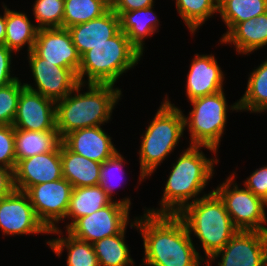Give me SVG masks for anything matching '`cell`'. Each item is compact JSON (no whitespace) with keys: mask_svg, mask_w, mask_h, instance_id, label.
Segmentation results:
<instances>
[{"mask_svg":"<svg viewBox=\"0 0 267 266\" xmlns=\"http://www.w3.org/2000/svg\"><path fill=\"white\" fill-rule=\"evenodd\" d=\"M135 219L130 227H136L142 235L143 265L200 266L205 262L197 252L184 222L177 215L144 212L143 216Z\"/></svg>","mask_w":267,"mask_h":266,"instance_id":"6da1fadb","label":"cell"},{"mask_svg":"<svg viewBox=\"0 0 267 266\" xmlns=\"http://www.w3.org/2000/svg\"><path fill=\"white\" fill-rule=\"evenodd\" d=\"M202 147L214 154L217 152L210 147L189 145L180 154L176 163L172 164V170L159 203L161 208L146 209L144 212L177 215L185 206L199 199L197 196L207 186L208 180L213 178L214 165L219 162L217 155H214L216 159L207 158L200 150ZM192 198L194 199L191 200Z\"/></svg>","mask_w":267,"mask_h":266,"instance_id":"7a4b0ae2","label":"cell"},{"mask_svg":"<svg viewBox=\"0 0 267 266\" xmlns=\"http://www.w3.org/2000/svg\"><path fill=\"white\" fill-rule=\"evenodd\" d=\"M86 85L87 92L79 93ZM86 85L79 83L69 95L56 102V129L61 139L72 131L107 123L121 99V89L113 84Z\"/></svg>","mask_w":267,"mask_h":266,"instance_id":"3957f363","label":"cell"},{"mask_svg":"<svg viewBox=\"0 0 267 266\" xmlns=\"http://www.w3.org/2000/svg\"><path fill=\"white\" fill-rule=\"evenodd\" d=\"M177 216L184 222L188 233L194 232L202 243L206 261L239 231L213 190L185 206Z\"/></svg>","mask_w":267,"mask_h":266,"instance_id":"277c9868","label":"cell"},{"mask_svg":"<svg viewBox=\"0 0 267 266\" xmlns=\"http://www.w3.org/2000/svg\"><path fill=\"white\" fill-rule=\"evenodd\" d=\"M141 57L142 53L120 30L115 36L107 39V42L94 46L81 56L78 81L82 84L115 85L123 73L138 64Z\"/></svg>","mask_w":267,"mask_h":266,"instance_id":"5b68a950","label":"cell"},{"mask_svg":"<svg viewBox=\"0 0 267 266\" xmlns=\"http://www.w3.org/2000/svg\"><path fill=\"white\" fill-rule=\"evenodd\" d=\"M185 129L182 110L165 97L144 135L141 136V148L138 152L140 183L151 176L158 165L178 146Z\"/></svg>","mask_w":267,"mask_h":266,"instance_id":"8992f818","label":"cell"},{"mask_svg":"<svg viewBox=\"0 0 267 266\" xmlns=\"http://www.w3.org/2000/svg\"><path fill=\"white\" fill-rule=\"evenodd\" d=\"M193 109L184 115V126H188L190 145L219 148L223 136L229 106L224 91L191 100Z\"/></svg>","mask_w":267,"mask_h":266,"instance_id":"52a82bcc","label":"cell"},{"mask_svg":"<svg viewBox=\"0 0 267 266\" xmlns=\"http://www.w3.org/2000/svg\"><path fill=\"white\" fill-rule=\"evenodd\" d=\"M235 176V172L232 173L213 191L223 201L226 211L238 230L267 232V227H265L267 203L247 188L240 189L236 183H233Z\"/></svg>","mask_w":267,"mask_h":266,"instance_id":"ba28073f","label":"cell"},{"mask_svg":"<svg viewBox=\"0 0 267 266\" xmlns=\"http://www.w3.org/2000/svg\"><path fill=\"white\" fill-rule=\"evenodd\" d=\"M130 198L113 200L91 215L77 219L66 231L82 241L93 244L105 237L120 234L129 223Z\"/></svg>","mask_w":267,"mask_h":266,"instance_id":"9c48e42d","label":"cell"},{"mask_svg":"<svg viewBox=\"0 0 267 266\" xmlns=\"http://www.w3.org/2000/svg\"><path fill=\"white\" fill-rule=\"evenodd\" d=\"M72 185L64 178L31 186L27 191L38 220L51 234H61L56 225L66 218Z\"/></svg>","mask_w":267,"mask_h":266,"instance_id":"30bf717a","label":"cell"},{"mask_svg":"<svg viewBox=\"0 0 267 266\" xmlns=\"http://www.w3.org/2000/svg\"><path fill=\"white\" fill-rule=\"evenodd\" d=\"M221 256L217 266H265L267 264V232L239 230L219 251L207 259L206 265Z\"/></svg>","mask_w":267,"mask_h":266,"instance_id":"8fae6325","label":"cell"},{"mask_svg":"<svg viewBox=\"0 0 267 266\" xmlns=\"http://www.w3.org/2000/svg\"><path fill=\"white\" fill-rule=\"evenodd\" d=\"M27 56L37 89L28 83H23L26 88L57 102L69 95L79 84L74 70L47 62L33 50Z\"/></svg>","mask_w":267,"mask_h":266,"instance_id":"7c38bea8","label":"cell"},{"mask_svg":"<svg viewBox=\"0 0 267 266\" xmlns=\"http://www.w3.org/2000/svg\"><path fill=\"white\" fill-rule=\"evenodd\" d=\"M0 229L9 236L49 234L38 220L27 193L17 189L0 199Z\"/></svg>","mask_w":267,"mask_h":266,"instance_id":"4fadbf2b","label":"cell"},{"mask_svg":"<svg viewBox=\"0 0 267 266\" xmlns=\"http://www.w3.org/2000/svg\"><path fill=\"white\" fill-rule=\"evenodd\" d=\"M56 102L26 87L21 90L14 129L51 131L56 128Z\"/></svg>","mask_w":267,"mask_h":266,"instance_id":"5bb4252c","label":"cell"},{"mask_svg":"<svg viewBox=\"0 0 267 266\" xmlns=\"http://www.w3.org/2000/svg\"><path fill=\"white\" fill-rule=\"evenodd\" d=\"M33 51L47 62L78 73L81 56L66 28H40Z\"/></svg>","mask_w":267,"mask_h":266,"instance_id":"9a60e30c","label":"cell"},{"mask_svg":"<svg viewBox=\"0 0 267 266\" xmlns=\"http://www.w3.org/2000/svg\"><path fill=\"white\" fill-rule=\"evenodd\" d=\"M13 174L15 189L24 192L31 186L63 178L60 145L54 151L20 160Z\"/></svg>","mask_w":267,"mask_h":266,"instance_id":"2e32d148","label":"cell"},{"mask_svg":"<svg viewBox=\"0 0 267 266\" xmlns=\"http://www.w3.org/2000/svg\"><path fill=\"white\" fill-rule=\"evenodd\" d=\"M194 57L186 81L189 101L222 91L225 78L214 55L196 54Z\"/></svg>","mask_w":267,"mask_h":266,"instance_id":"e0dca14e","label":"cell"},{"mask_svg":"<svg viewBox=\"0 0 267 266\" xmlns=\"http://www.w3.org/2000/svg\"><path fill=\"white\" fill-rule=\"evenodd\" d=\"M62 143L70 151L99 163L117 152L110 135L106 134L101 126L72 131L62 138Z\"/></svg>","mask_w":267,"mask_h":266,"instance_id":"ac0fdd59","label":"cell"},{"mask_svg":"<svg viewBox=\"0 0 267 266\" xmlns=\"http://www.w3.org/2000/svg\"><path fill=\"white\" fill-rule=\"evenodd\" d=\"M80 56L96 45L107 42L120 31V18L109 8L100 17L67 28Z\"/></svg>","mask_w":267,"mask_h":266,"instance_id":"d6986e66","label":"cell"},{"mask_svg":"<svg viewBox=\"0 0 267 266\" xmlns=\"http://www.w3.org/2000/svg\"><path fill=\"white\" fill-rule=\"evenodd\" d=\"M221 44H233L238 54H249L267 45V12L236 24Z\"/></svg>","mask_w":267,"mask_h":266,"instance_id":"ffe728a7","label":"cell"},{"mask_svg":"<svg viewBox=\"0 0 267 266\" xmlns=\"http://www.w3.org/2000/svg\"><path fill=\"white\" fill-rule=\"evenodd\" d=\"M60 157L62 176L73 188L99 185L102 163L70 151L62 142L60 144Z\"/></svg>","mask_w":267,"mask_h":266,"instance_id":"44dd1931","label":"cell"},{"mask_svg":"<svg viewBox=\"0 0 267 266\" xmlns=\"http://www.w3.org/2000/svg\"><path fill=\"white\" fill-rule=\"evenodd\" d=\"M154 5L130 12H122L120 18V30L125 33L130 42L142 53L144 51V39L153 36L160 25L154 11ZM153 16V17H152Z\"/></svg>","mask_w":267,"mask_h":266,"instance_id":"7402d4cb","label":"cell"},{"mask_svg":"<svg viewBox=\"0 0 267 266\" xmlns=\"http://www.w3.org/2000/svg\"><path fill=\"white\" fill-rule=\"evenodd\" d=\"M16 164L25 158L54 151L62 142L58 130L30 131L14 129Z\"/></svg>","mask_w":267,"mask_h":266,"instance_id":"603a6c76","label":"cell"},{"mask_svg":"<svg viewBox=\"0 0 267 266\" xmlns=\"http://www.w3.org/2000/svg\"><path fill=\"white\" fill-rule=\"evenodd\" d=\"M112 201L99 185L73 188L66 212L72 221L66 224V230L80 217L91 215Z\"/></svg>","mask_w":267,"mask_h":266,"instance_id":"cb8c5ba5","label":"cell"},{"mask_svg":"<svg viewBox=\"0 0 267 266\" xmlns=\"http://www.w3.org/2000/svg\"><path fill=\"white\" fill-rule=\"evenodd\" d=\"M39 28L31 23L26 13L6 7V34L4 45L18 52L27 44L28 53L33 50Z\"/></svg>","mask_w":267,"mask_h":266,"instance_id":"d4e9b609","label":"cell"},{"mask_svg":"<svg viewBox=\"0 0 267 266\" xmlns=\"http://www.w3.org/2000/svg\"><path fill=\"white\" fill-rule=\"evenodd\" d=\"M229 108L251 113L267 110V59L250 73L244 95Z\"/></svg>","mask_w":267,"mask_h":266,"instance_id":"484cf974","label":"cell"},{"mask_svg":"<svg viewBox=\"0 0 267 266\" xmlns=\"http://www.w3.org/2000/svg\"><path fill=\"white\" fill-rule=\"evenodd\" d=\"M67 237L48 240L46 243L53 250V252L60 257L63 249L66 248L67 266H99L97 256L95 254L93 245L86 241L74 238L67 232Z\"/></svg>","mask_w":267,"mask_h":266,"instance_id":"4316f807","label":"cell"},{"mask_svg":"<svg viewBox=\"0 0 267 266\" xmlns=\"http://www.w3.org/2000/svg\"><path fill=\"white\" fill-rule=\"evenodd\" d=\"M218 12L228 30L238 23L267 12V0H218Z\"/></svg>","mask_w":267,"mask_h":266,"instance_id":"83f0119b","label":"cell"},{"mask_svg":"<svg viewBox=\"0 0 267 266\" xmlns=\"http://www.w3.org/2000/svg\"><path fill=\"white\" fill-rule=\"evenodd\" d=\"M125 231L126 228L120 234L105 237L92 244L99 266H131L134 264L130 257V250L124 241Z\"/></svg>","mask_w":267,"mask_h":266,"instance_id":"f1b7e54d","label":"cell"},{"mask_svg":"<svg viewBox=\"0 0 267 266\" xmlns=\"http://www.w3.org/2000/svg\"><path fill=\"white\" fill-rule=\"evenodd\" d=\"M109 8L103 0H64L63 28L100 17Z\"/></svg>","mask_w":267,"mask_h":266,"instance_id":"f546056e","label":"cell"},{"mask_svg":"<svg viewBox=\"0 0 267 266\" xmlns=\"http://www.w3.org/2000/svg\"><path fill=\"white\" fill-rule=\"evenodd\" d=\"M176 7L193 34L208 18L218 12V0H176Z\"/></svg>","mask_w":267,"mask_h":266,"instance_id":"4dcf8cb0","label":"cell"},{"mask_svg":"<svg viewBox=\"0 0 267 266\" xmlns=\"http://www.w3.org/2000/svg\"><path fill=\"white\" fill-rule=\"evenodd\" d=\"M32 10L39 29L63 28L64 0H35Z\"/></svg>","mask_w":267,"mask_h":266,"instance_id":"1f68e13d","label":"cell"},{"mask_svg":"<svg viewBox=\"0 0 267 266\" xmlns=\"http://www.w3.org/2000/svg\"><path fill=\"white\" fill-rule=\"evenodd\" d=\"M24 84L19 79L0 88V125H12Z\"/></svg>","mask_w":267,"mask_h":266,"instance_id":"d6a6232c","label":"cell"},{"mask_svg":"<svg viewBox=\"0 0 267 266\" xmlns=\"http://www.w3.org/2000/svg\"><path fill=\"white\" fill-rule=\"evenodd\" d=\"M124 161L125 160H124V157L122 156V154H120L119 151H117L111 158H109L106 161H104L101 164V167H100L99 186L104 189V191L107 193V195L112 200H113L112 195H113L115 186H114L113 182L111 183V181L112 180L115 181L116 179H120V178H117V173L118 172L120 173V176L118 175L119 177L122 176L121 174H124L123 173L124 172L123 171V167H124L123 165H124V163H126Z\"/></svg>","mask_w":267,"mask_h":266,"instance_id":"836d02e7","label":"cell"},{"mask_svg":"<svg viewBox=\"0 0 267 266\" xmlns=\"http://www.w3.org/2000/svg\"><path fill=\"white\" fill-rule=\"evenodd\" d=\"M15 136L13 125H0V166L15 170Z\"/></svg>","mask_w":267,"mask_h":266,"instance_id":"e575fe53","label":"cell"},{"mask_svg":"<svg viewBox=\"0 0 267 266\" xmlns=\"http://www.w3.org/2000/svg\"><path fill=\"white\" fill-rule=\"evenodd\" d=\"M244 181V187L267 203V165L256 169Z\"/></svg>","mask_w":267,"mask_h":266,"instance_id":"d590c367","label":"cell"},{"mask_svg":"<svg viewBox=\"0 0 267 266\" xmlns=\"http://www.w3.org/2000/svg\"><path fill=\"white\" fill-rule=\"evenodd\" d=\"M12 51L6 45L0 44V88H3L15 80L18 77L11 76V62H12Z\"/></svg>","mask_w":267,"mask_h":266,"instance_id":"8d00e7d4","label":"cell"},{"mask_svg":"<svg viewBox=\"0 0 267 266\" xmlns=\"http://www.w3.org/2000/svg\"><path fill=\"white\" fill-rule=\"evenodd\" d=\"M154 5V0H116L110 7L118 16L122 12H130Z\"/></svg>","mask_w":267,"mask_h":266,"instance_id":"74e56055","label":"cell"},{"mask_svg":"<svg viewBox=\"0 0 267 266\" xmlns=\"http://www.w3.org/2000/svg\"><path fill=\"white\" fill-rule=\"evenodd\" d=\"M14 189L13 170L0 166V199L7 197Z\"/></svg>","mask_w":267,"mask_h":266,"instance_id":"f35d334b","label":"cell"},{"mask_svg":"<svg viewBox=\"0 0 267 266\" xmlns=\"http://www.w3.org/2000/svg\"><path fill=\"white\" fill-rule=\"evenodd\" d=\"M4 15H0V44H4L6 34V5H3Z\"/></svg>","mask_w":267,"mask_h":266,"instance_id":"ab89813d","label":"cell"},{"mask_svg":"<svg viewBox=\"0 0 267 266\" xmlns=\"http://www.w3.org/2000/svg\"><path fill=\"white\" fill-rule=\"evenodd\" d=\"M103 1L111 7L116 0H103Z\"/></svg>","mask_w":267,"mask_h":266,"instance_id":"60d3db41","label":"cell"}]
</instances>
